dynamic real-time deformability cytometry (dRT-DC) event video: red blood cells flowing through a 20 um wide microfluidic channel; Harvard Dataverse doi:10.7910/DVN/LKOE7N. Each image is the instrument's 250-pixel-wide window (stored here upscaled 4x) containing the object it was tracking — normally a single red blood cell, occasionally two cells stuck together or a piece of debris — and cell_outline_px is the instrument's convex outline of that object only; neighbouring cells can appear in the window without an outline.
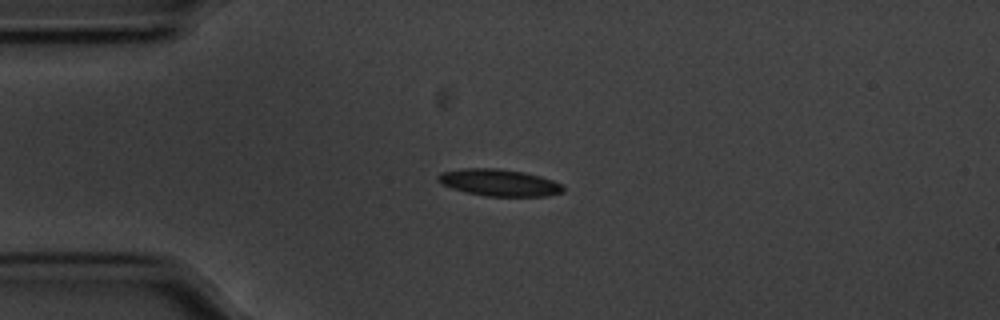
{"species": "common noctule bat (a hibernating species)", "species_latin": "Nyctalus noctula", "temperature_condition": "cold", "stored_images_in_passage": 39, "camera_frame_rate_fps": 3000, "um_per_image_px": 0.085, "animal": {"sex": "male", "body_mass_g": 20.1, "forearm_length_mm": 53.5}, "frame": {"image": 1, "passage_image": 1, "time_ms": 0.0, "image_size_px": [1000, 320], "cell_outline_px": [[564, 192], [544, 196], [488, 196], [468, 192], [452, 188], [440, 184], [436, 180], [436, 176], [440, 172], [464, 168], [496, 168], [524, 172], [540, 176], [552, 180], [560, 184], [564, 188]], "centroid_in_image_um": [42.38, 15.51], "position_along_channel_um": 42.6, "area_um2": 19.54}}
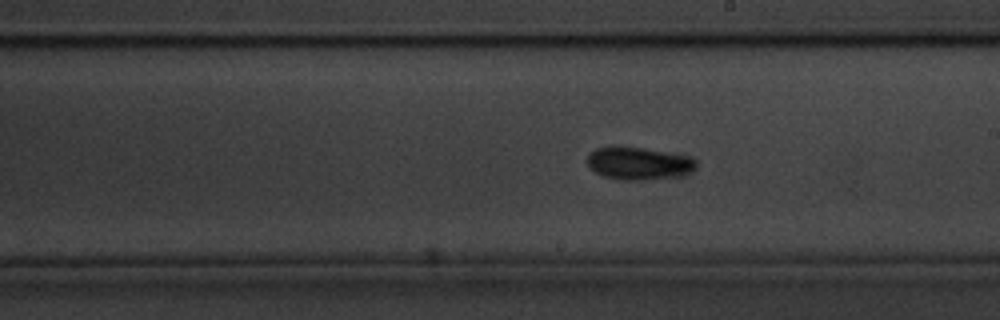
{"frame": {"image": 2, "passage_image": 19, "time_ms": 6.0, "image_size_px": [1000, 320], "cell_outline_px": [[696, 168], [692, 172], [676, 176], [644, 180], [620, 180], [604, 176], [596, 172], [588, 164], [588, 152], [596, 148], [612, 144], [616, 144], [644, 148], [688, 156], [696, 160]], "centroid_in_image_um": [54.25, 13.85], "position_along_channel_um": 234.8, "area_um2": 21.04}}
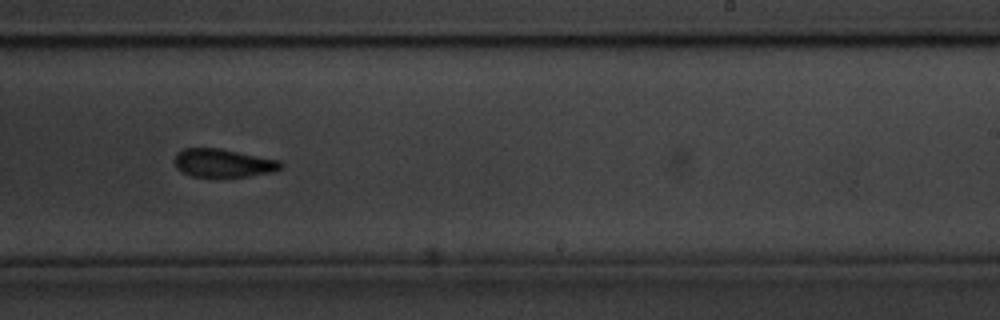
{"frame": {"image": 3, "passage_image": 22, "time_ms": 7.0, "image_size_px": [1000, 320], "cell_outline_px": [[284, 164], [280, 168], [272, 172], [248, 176], [192, 176], [176, 168], [172, 160], [176, 152], [184, 148], [220, 148], [280, 160]], "centroid_in_image_um": [18.94, 13.84], "position_along_channel_um": 270.1, "area_um2": 17.51}, "authors_computed_cell_mechanics": {"area_um2": 18.3804, "velocity_mm_per_s": 3.5388, "shape_relaxation_time_tau1_ms": 2.1326, "shape_relaxation_time_tau2_ms": 4.9919, "deformation_change_tau1": 0.0909, "deformation_change_tau2": 0.1013}}